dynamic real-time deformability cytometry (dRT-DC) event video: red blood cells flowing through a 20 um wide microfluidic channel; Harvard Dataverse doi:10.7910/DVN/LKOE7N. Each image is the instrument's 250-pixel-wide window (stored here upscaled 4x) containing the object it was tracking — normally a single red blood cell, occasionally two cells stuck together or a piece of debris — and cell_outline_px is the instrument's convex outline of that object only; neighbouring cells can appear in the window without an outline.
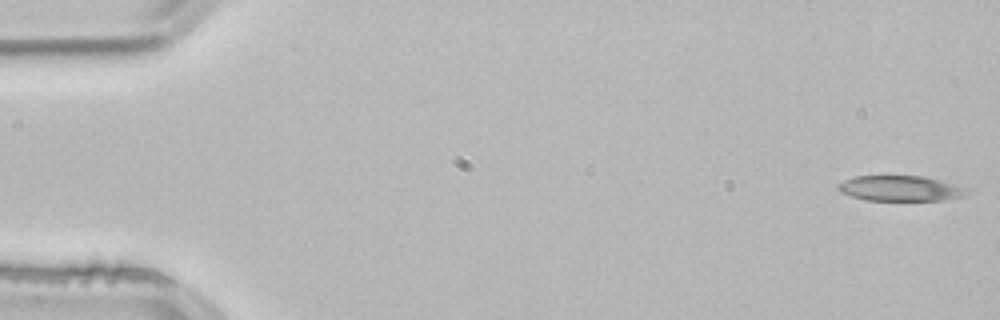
{"species": "common noctule bat (a hibernating species)", "species_latin": "Nyctalus noctula", "temperature_condition": "room temperature", "stored_images_in_passage": 4, "camera_frame_rate_fps": 3000, "um_per_image_px": 0.085, "animal": {"sex": "male", "body_mass_g": 21.5, "forearm_length_mm": 52.0}, "frame": {"image": 1, "passage_image": 1, "time_ms": 0.0, "image_size_px": [1000, 320], "cell_outline_px": [[972, 192], [964, 196], [944, 200], [864, 200], [840, 192], [836, 188], [836, 184], [844, 180], [856, 176], [924, 176], [940, 180], [964, 188]], "centroid_in_image_um": [76.5, 16.01], "position_along_channel_um": 8.5, "area_um2": 19.02}}
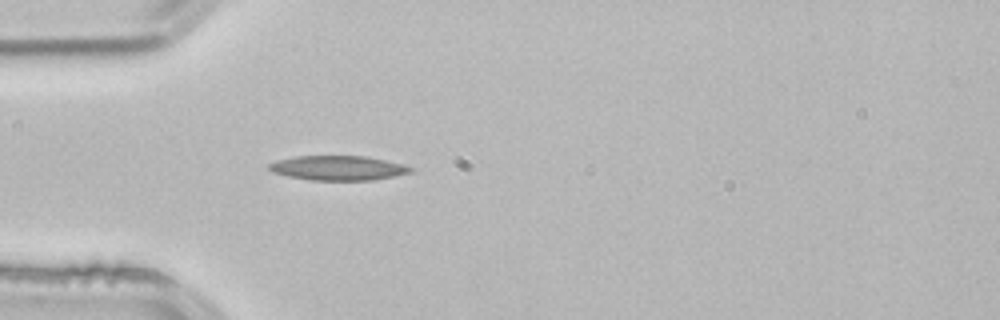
{"frame": {"image": 2, "passage_image": 4, "time_ms": 1.0, "image_size_px": [1000, 320], "cell_outline_px": [[416, 168], [412, 172], [396, 176], [372, 180], [312, 180], [288, 176], [272, 172], [268, 168], [268, 164], [276, 160], [296, 156], [364, 156], [384, 160]], "centroid_in_image_um": [28.73, 14.28], "position_along_channel_um": 56.3, "area_um2": 20.23}}